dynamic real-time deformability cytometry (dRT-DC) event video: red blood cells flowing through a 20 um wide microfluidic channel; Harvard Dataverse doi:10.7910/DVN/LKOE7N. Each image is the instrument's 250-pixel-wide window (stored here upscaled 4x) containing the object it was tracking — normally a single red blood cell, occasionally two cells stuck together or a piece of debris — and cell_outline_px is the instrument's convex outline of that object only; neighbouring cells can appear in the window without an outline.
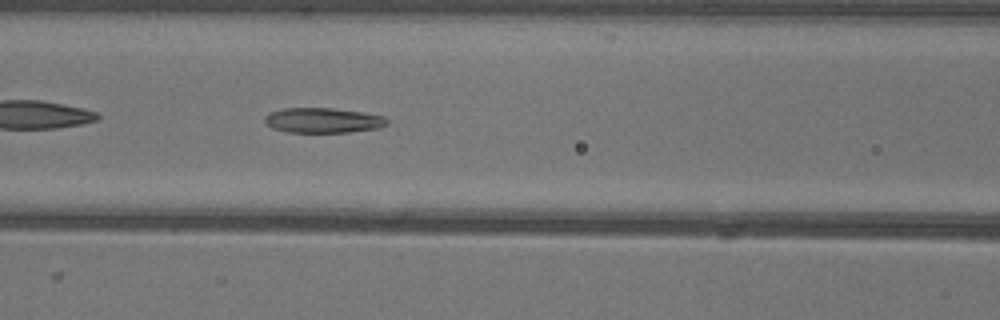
{"species": "common noctule bat (a hibernating species)", "species_latin": "Nyctalus noctula", "temperature_condition": "warm", "stored_images_in_passage": 47, "camera_frame_rate_fps": 3000, "um_per_image_px": 0.085, "animal": {"sex": "female"}, "frame": {"image": 1, "passage_image": 16, "time_ms": 5.0, "image_size_px": [1000, 320], "cell_outline_px": [[388, 124], [380, 128], [348, 132], [288, 132], [272, 128], [264, 120], [264, 116], [268, 112], [284, 108], [332, 108], [360, 112], [384, 116], [388, 120]], "centroid_in_image_um": [27.44, 10.23], "position_along_channel_um": 139.2, "area_um2": 17.86}}
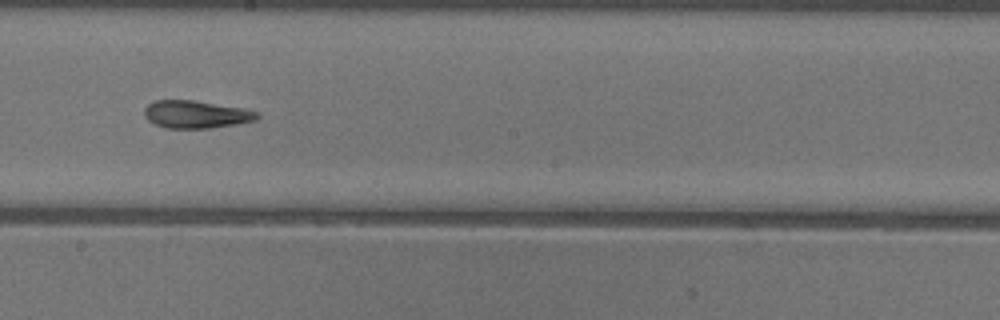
{"frame": {"image": 2, "passage_image": 23, "time_ms": 7.333, "image_size_px": [1000, 320], "cell_outline_px": [[260, 116], [256, 120], [236, 124], [212, 128], [164, 128], [148, 120], [144, 116], [144, 108], [148, 104], [156, 100], [196, 100], [248, 108], [260, 112]], "centroid_in_image_um": [16.72, 9.71], "position_along_channel_um": 231.5, "area_um2": 18.55}}
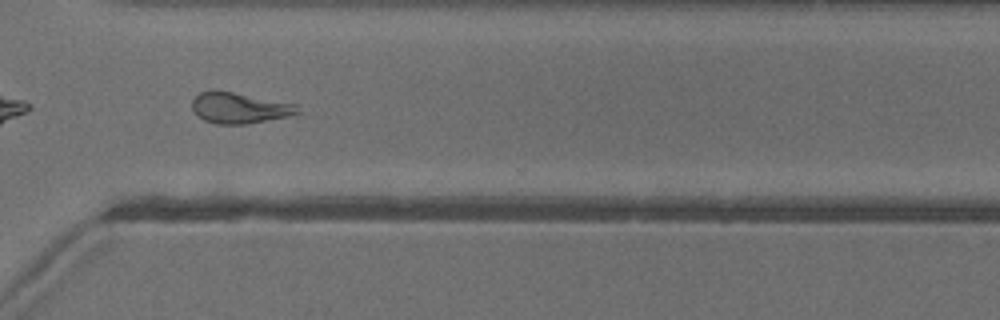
{"frame": {"image": 3, "passage_image": 32, "time_ms": 10.333, "image_size_px": [1000, 320], "cell_outline_px": [[300, 112], [284, 116], [248, 124], [216, 124], [204, 120], [196, 116], [192, 108], [192, 100], [200, 92], [232, 92], [296, 104]], "centroid_in_image_um": [20.3, 9.19], "position_along_channel_um": 350.3, "area_um2": 18.44}}